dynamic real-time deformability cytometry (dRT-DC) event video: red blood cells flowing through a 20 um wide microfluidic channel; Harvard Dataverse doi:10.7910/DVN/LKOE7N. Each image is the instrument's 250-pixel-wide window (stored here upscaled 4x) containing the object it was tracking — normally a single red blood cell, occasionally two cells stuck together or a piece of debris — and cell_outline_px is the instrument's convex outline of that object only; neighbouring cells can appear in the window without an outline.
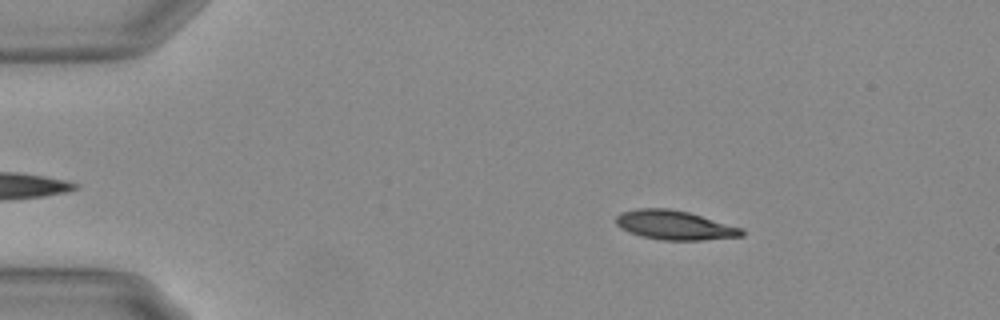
{"species": "Egyptian fruit bat (a non-hibernating species)", "species_latin": "Rousettus aegyptiacus", "temperature_condition": "warm", "stored_images_in_passage": 52, "camera_frame_rate_fps": 3000, "um_per_image_px": 0.085, "animal": {"sex": "female"}, "frame": {"image": 1, "passage_image": 6, "time_ms": 1.667, "image_size_px": [1000, 320], "cell_outline_px": [[744, 236], [700, 240], [664, 240], [640, 236], [628, 232], [620, 228], [616, 224], [616, 216], [620, 212], [636, 208], [668, 208], [688, 212], [744, 228]], "centroid_in_image_um": [57.33, 19.13], "position_along_channel_um": 27.7, "area_um2": 21.56}}
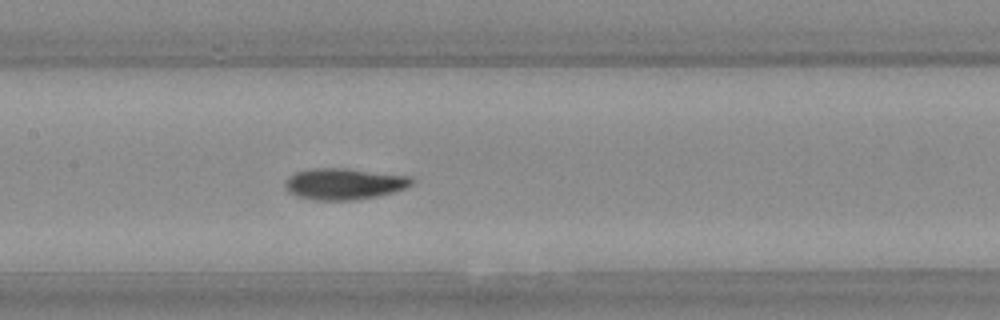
{"frame": {"image": 2, "passage_image": 24, "time_ms": 7.667, "image_size_px": [1000, 320], "cell_outline_px": [[412, 184], [404, 188], [392, 192], [376, 196], [352, 200], [316, 200], [296, 196], [288, 192], [284, 184], [296, 172], [312, 168], [348, 168], [408, 176], [412, 180]], "centroid_in_image_um": [29.22, 15.62], "position_along_channel_um": 178.2, "area_um2": 22.77}}
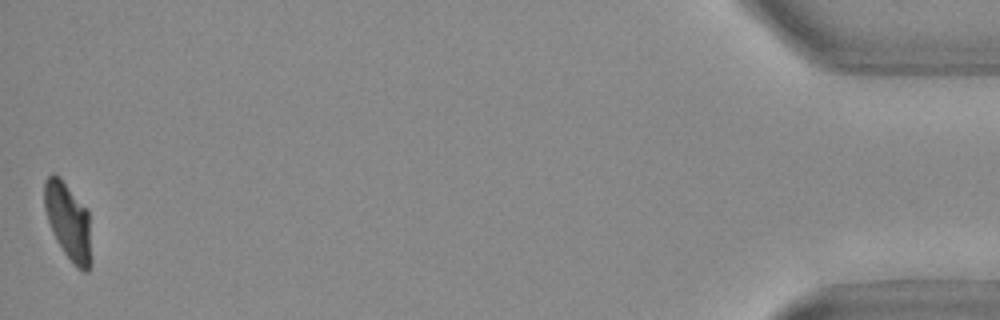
{"frame": {"image": 3, "passage_image": 52, "time_ms": 17.0, "image_size_px": [1000, 320], "cell_outline_px": [[92, 264], [88, 272], [84, 272], [76, 268], [64, 252], [56, 240], [48, 220], [44, 208], [44, 180], [52, 172], [60, 176], [88, 212], [92, 260]], "centroid_in_image_um": [5.8, 18.85], "position_along_channel_um": 429.4, "area_um2": 21.15}, "authors_computed_cell_mechanics": {"area_um2": 21.7617, "velocity_mm_per_s": 3.6942, "shape_relaxation_time_tau1_ms": 4.1438, "shape_relaxation_time_tau2_ms": 1.955, "deformation_change_tau1": 0.2135, "deformation_change_tau2": 0.0677}}